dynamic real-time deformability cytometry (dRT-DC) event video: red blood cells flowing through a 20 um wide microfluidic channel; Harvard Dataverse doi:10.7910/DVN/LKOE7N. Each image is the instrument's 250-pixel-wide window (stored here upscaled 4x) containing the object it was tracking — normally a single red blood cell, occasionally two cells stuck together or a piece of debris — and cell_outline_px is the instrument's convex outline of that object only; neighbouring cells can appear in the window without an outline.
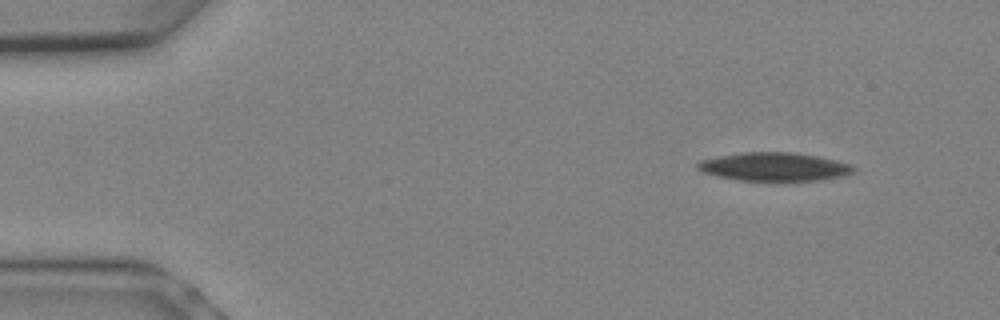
{"species": "Egyptian fruit bat (a non-hibernating species)", "species_latin": "Rousettus aegyptiacus", "temperature_condition": "warm", "stored_images_in_passage": 5, "camera_frame_rate_fps": 3000, "um_per_image_px": 0.085, "animal": {"sex": "female"}, "frame": {"image": 1, "passage_image": 1, "time_ms": 0.0, "image_size_px": [1000, 320], "cell_outline_px": [[856, 172], [844, 176], [820, 180], [740, 180], [716, 176], [704, 172], [696, 168], [696, 164], [700, 160], [716, 156], [744, 152], [796, 152], [836, 160], [852, 164], [856, 168]], "centroid_in_image_um": [65.84, 14.16], "position_along_channel_um": 19.2, "area_um2": 25.95}}
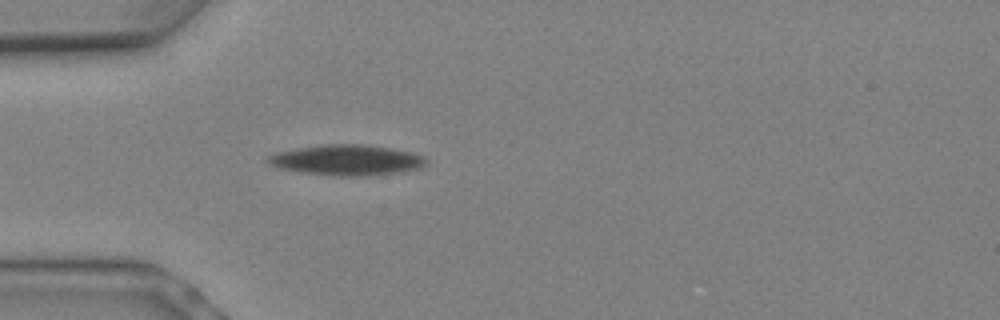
{"frame": {"image": 2, "passage_image": 5, "time_ms": 1.333, "image_size_px": [1000, 320], "cell_outline_px": [[428, 164], [420, 168], [404, 172], [368, 176], [336, 176], [304, 172], [280, 168], [268, 164], [264, 160], [268, 156], [276, 152], [324, 144], [364, 144], [392, 148], [412, 152], [424, 156], [428, 160]], "centroid_in_image_um": [29.54, 13.61], "position_along_channel_um": 55.5, "area_um2": 28.44}}